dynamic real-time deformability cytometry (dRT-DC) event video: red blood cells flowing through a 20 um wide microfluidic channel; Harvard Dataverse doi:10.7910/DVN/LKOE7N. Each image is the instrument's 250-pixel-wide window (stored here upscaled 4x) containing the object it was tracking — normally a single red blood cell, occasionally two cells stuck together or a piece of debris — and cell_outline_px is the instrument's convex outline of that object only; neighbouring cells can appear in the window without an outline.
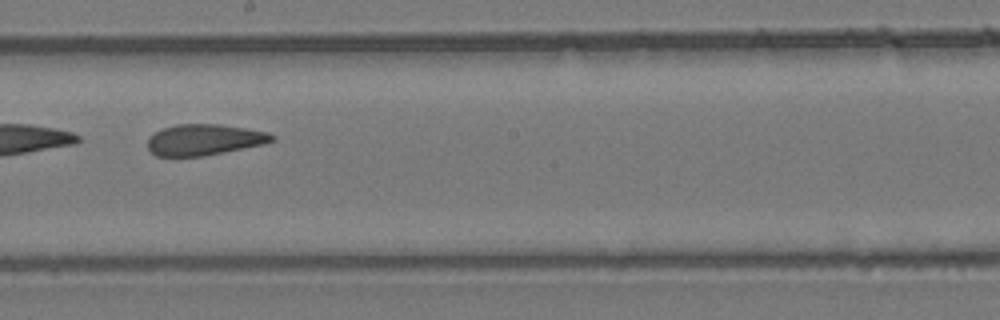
{"species": "common noctule bat (a hibernating species)", "species_latin": "Nyctalus noctula", "temperature_condition": "room temperature", "stored_images_in_passage": 32, "camera_frame_rate_fps": 3000, "um_per_image_px": 0.085, "animal": {"sex": "female", "body_mass_g": 24.6, "forearm_length_mm": 56.2}, "frame": {"image": 1, "passage_image": 14, "time_ms": 4.333, "image_size_px": [1000, 320], "cell_outline_px": [[276, 140], [264, 144], [204, 156], [156, 156], [148, 148], [148, 136], [164, 128], [176, 124], [220, 124], [268, 132], [276, 136]], "centroid_in_image_um": [17.38, 11.87], "position_along_channel_um": 230.8, "area_um2": 22.48}}
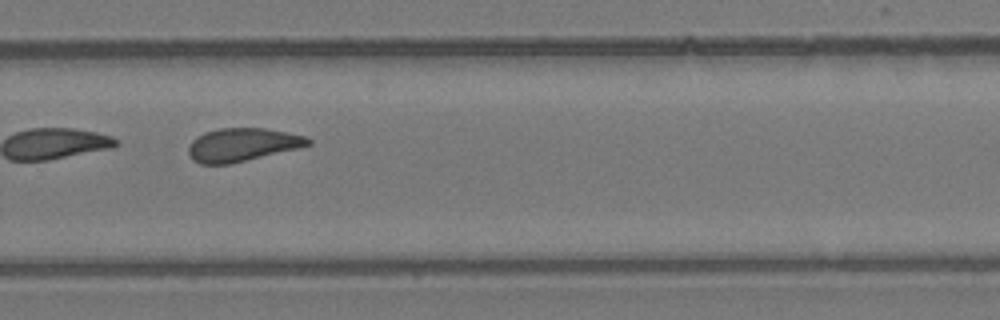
{"frame": {"image": 2, "passage_image": 19, "time_ms": 6.0, "image_size_px": [1000, 320], "cell_outline_px": [[312, 144], [300, 148], [232, 164], [200, 164], [192, 160], [188, 152], [188, 148], [192, 140], [196, 136], [204, 132], [220, 128], [264, 128], [304, 136], [312, 140]], "centroid_in_image_um": [20.58, 12.31], "position_along_channel_um": 309.2, "area_um2": 23.35}}